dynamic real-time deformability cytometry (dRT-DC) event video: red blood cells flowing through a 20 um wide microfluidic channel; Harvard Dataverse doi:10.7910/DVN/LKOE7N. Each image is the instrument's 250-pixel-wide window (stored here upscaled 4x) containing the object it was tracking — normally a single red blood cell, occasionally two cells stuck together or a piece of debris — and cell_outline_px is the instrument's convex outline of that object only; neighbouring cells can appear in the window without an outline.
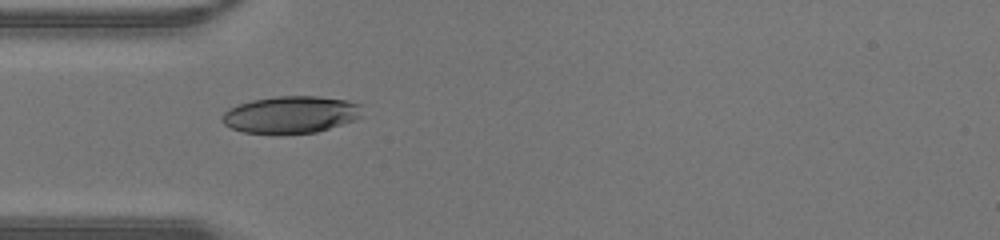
{"species": "human", "species_latin": "Homo sapiens", "temperature_condition": "warm", "stored_images_in_passage": 30, "camera_frame_rate_fps": 3000, "um_per_image_px": 0.085, "donor": {"sex": "male"}, "frame": {"image": 1, "passage_image": 1, "time_ms": 0.0, "image_size_px": [1000, 240], "cell_outline_px": [[364, 104], [360, 116], [356, 120], [316, 132], [280, 136], [276, 136], [244, 132], [232, 128], [224, 124], [220, 120], [220, 116], [228, 108], [236, 104], [252, 100], [276, 96], [316, 96], [348, 100]], "centroid_in_image_um": [24.7, 9.76], "position_along_channel_um": 60.3, "area_um2": 31.27}}
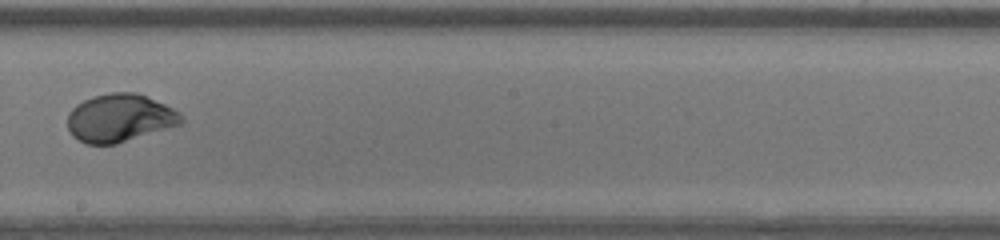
{"frame": {"image": 2, "passage_image": 12, "time_ms": 3.667, "image_size_px": [1000, 240], "cell_outline_px": [[184, 120], [180, 124], [116, 144], [88, 144], [72, 136], [68, 128], [68, 112], [76, 104], [92, 96], [108, 92], [136, 92], [164, 104], [180, 112]], "centroid_in_image_um": [10.15, 10.02], "position_along_channel_um": 238.0, "area_um2": 31.67}}
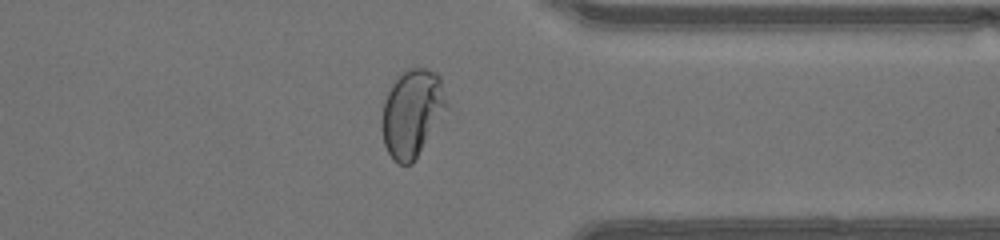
{"frame": {"image": 3, "passage_image": 21, "time_ms": 6.667, "image_size_px": [1000, 240], "cell_outline_px": [[448, 108], [412, 164], [400, 164], [388, 152], [384, 144], [380, 124], [380, 120], [384, 100], [396, 76], [400, 72], [408, 68], [424, 68], [436, 72], [440, 76], [448, 104]], "centroid_in_image_um": [35.02, 9.57], "position_along_channel_um": 376.4, "area_um2": 33.18}}